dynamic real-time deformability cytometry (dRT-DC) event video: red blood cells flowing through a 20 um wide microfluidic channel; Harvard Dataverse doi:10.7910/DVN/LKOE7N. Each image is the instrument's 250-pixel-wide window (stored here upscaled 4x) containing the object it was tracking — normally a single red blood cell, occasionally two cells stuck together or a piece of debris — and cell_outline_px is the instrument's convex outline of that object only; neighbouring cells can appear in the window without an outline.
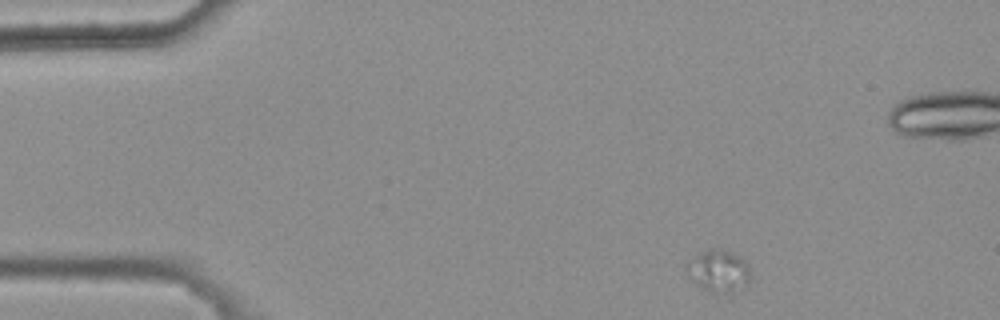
{"species": "common noctule bat (a hibernating species)", "species_latin": "Nyctalus noctula", "temperature_condition": "warm", "stored_images_in_passage": 4, "camera_frame_rate_fps": 3000, "um_per_image_px": 0.085, "animal": {"sex": "female", "body_mass_g": 25.1}, "frame": {"image": 1, "passage_image": 1, "time_ms": 0.0, "image_size_px": [1000, 320], "cell_outline_px": [[748, 284], [744, 288], [728, 296], [708, 292], [692, 280], [688, 264], [688, 260], [712, 248], [720, 248], [732, 252], [740, 256], [748, 264]], "centroid_in_image_um": [61.15, 23.08], "position_along_channel_um": 23.9, "area_um2": 15.66}}